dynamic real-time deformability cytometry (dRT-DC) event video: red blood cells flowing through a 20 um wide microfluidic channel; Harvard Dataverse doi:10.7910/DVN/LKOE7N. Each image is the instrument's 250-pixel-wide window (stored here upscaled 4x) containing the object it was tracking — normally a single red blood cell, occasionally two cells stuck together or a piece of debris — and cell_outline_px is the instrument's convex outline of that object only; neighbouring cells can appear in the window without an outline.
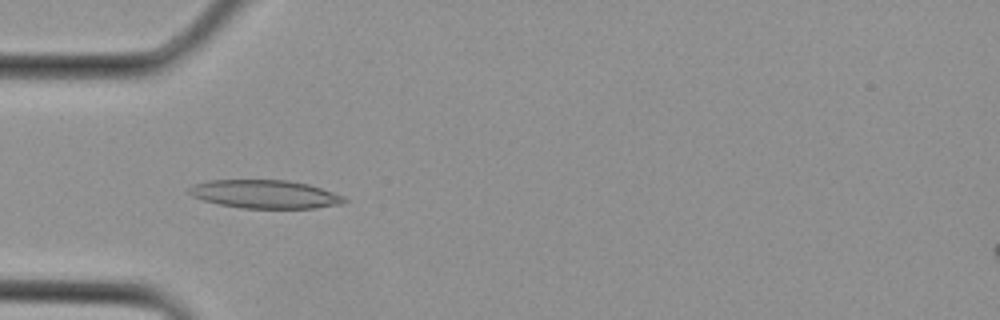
{"species": "Egyptian fruit bat (a non-hibernating species)", "species_latin": "Rousettus aegyptiacus", "temperature_condition": "cold", "stored_images_in_passage": 3, "camera_frame_rate_fps": 3000, "um_per_image_px": 0.085, "animal": {"sex": "female"}, "frame": {"image": 1, "passage_image": 3, "time_ms": 0.667, "image_size_px": [1000, 320], "cell_outline_px": [[348, 200], [340, 204], [312, 208], [240, 208], [220, 204], [204, 200], [192, 196], [188, 192], [188, 188], [192, 184], [208, 180], [288, 180], [308, 184], [344, 196]], "centroid_in_image_um": [22.49, 16.5], "position_along_channel_um": 62.5, "area_um2": 25.55}}